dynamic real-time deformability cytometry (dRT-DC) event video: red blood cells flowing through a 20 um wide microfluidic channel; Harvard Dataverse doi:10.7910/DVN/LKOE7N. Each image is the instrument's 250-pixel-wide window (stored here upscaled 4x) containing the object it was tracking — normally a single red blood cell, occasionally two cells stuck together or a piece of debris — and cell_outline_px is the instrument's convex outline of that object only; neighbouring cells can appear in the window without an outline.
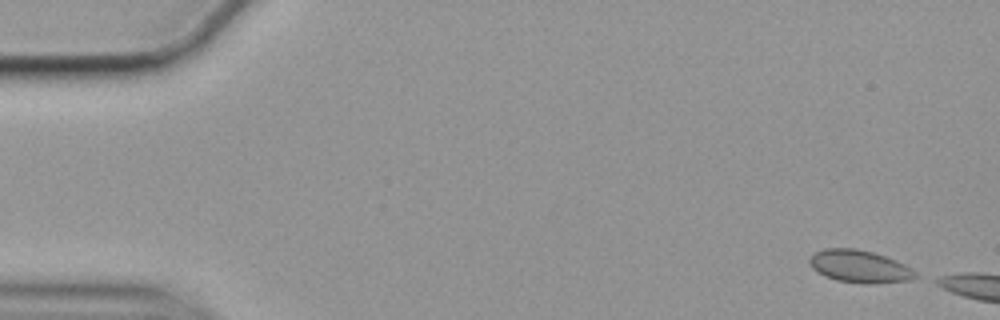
{"species": "common noctule bat (a hibernating species)", "species_latin": "Nyctalus noctula", "temperature_condition": "cold", "stored_images_in_passage": 6, "camera_frame_rate_fps": 3000, "um_per_image_px": 0.085, "animal": {"sex": "female", "body_mass_g": 19.9}, "frame": {"image": 1, "passage_image": 1, "time_ms": 0.0, "image_size_px": [1000, 320], "cell_outline_px": [[920, 276], [912, 280], [868, 284], [836, 280], [824, 276], [812, 268], [808, 260], [816, 252], [824, 248], [856, 248], [872, 252], [896, 260], [912, 268]], "centroid_in_image_um": [73.09, 22.65], "position_along_channel_um": 11.9, "area_um2": 20.11}}